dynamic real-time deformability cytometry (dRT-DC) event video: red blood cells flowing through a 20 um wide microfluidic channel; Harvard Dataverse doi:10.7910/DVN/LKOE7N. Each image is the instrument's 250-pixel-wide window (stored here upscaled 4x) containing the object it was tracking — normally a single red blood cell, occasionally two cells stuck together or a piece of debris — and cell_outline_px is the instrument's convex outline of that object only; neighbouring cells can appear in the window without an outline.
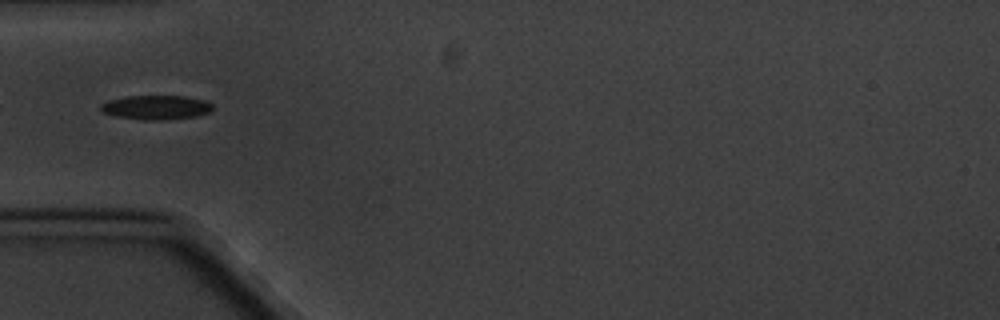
{"species": "common noctule bat (a hibernating species)", "species_latin": "Nyctalus noctula", "temperature_condition": "cold", "stored_images_in_passage": 10, "segment_of_instrument_passage": [2, 2], "camera_frame_rate_fps": 3000, "um_per_image_px": 0.085, "animal": {"sex": "male", "body_mass_g": 20.1, "forearm_length_mm": 53.5}, "frame": {"image": 1, "passage_image": 5, "time_ms": 4.667, "image_size_px": [1000, 320], "cell_outline_px": [[212, 112], [196, 116], [160, 120], [144, 120], [116, 116], [104, 112], [100, 108], [100, 104], [108, 100], [124, 96], [188, 96], [204, 100], [212, 104]], "centroid_in_image_um": [13.28, 9.12], "position_along_channel_um": 71.7, "area_um2": 15.84}}
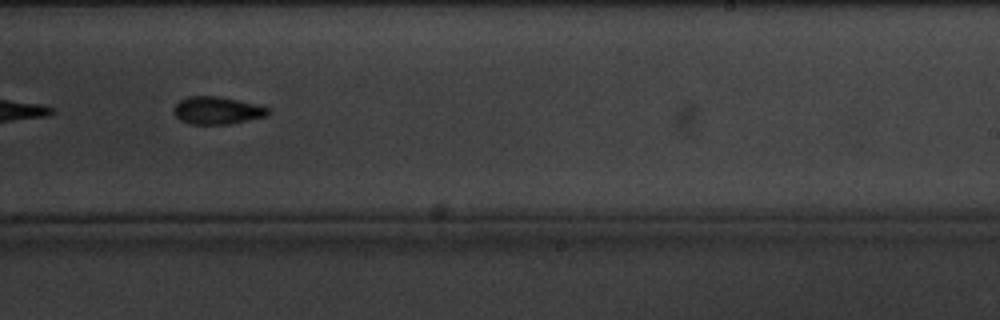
{"frame": {"image": 2, "passage_image": 10, "time_ms": 10.667, "image_size_px": [1000, 320], "cell_outline_px": [[268, 112], [264, 116], [228, 124], [188, 124], [180, 120], [172, 112], [172, 108], [180, 100], [188, 96], [220, 96], [260, 104], [268, 108]], "centroid_in_image_um": [18.4, 9.37], "position_along_channel_um": 270.6, "area_um2": 15.2}}